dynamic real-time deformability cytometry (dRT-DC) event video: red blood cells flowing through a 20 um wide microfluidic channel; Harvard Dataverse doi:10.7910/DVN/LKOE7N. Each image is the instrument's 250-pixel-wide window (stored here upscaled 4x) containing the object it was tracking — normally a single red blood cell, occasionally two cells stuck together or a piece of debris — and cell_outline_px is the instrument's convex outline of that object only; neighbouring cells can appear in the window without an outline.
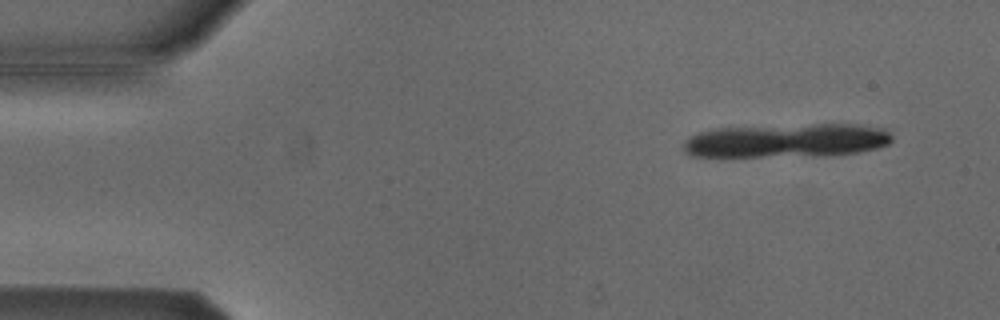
{"species": "Egyptian fruit bat (a non-hibernating species)", "species_latin": "Rousettus aegyptiacus", "temperature_condition": "cold", "stored_images_in_passage": 12, "camera_frame_rate_fps": 3000, "um_per_image_px": 0.085, "animal": {"sex": "male"}, "frame": {"image": 1, "passage_image": 4, "time_ms": 1.0, "image_size_px": [1000, 320], "cell_outline_px": [[892, 140], [888, 144], [876, 148], [860, 152], [824, 156], [692, 156], [684, 152], [684, 140], [688, 136], [700, 132], [716, 128], [816, 124], [856, 124], [884, 128], [892, 136]], "centroid_in_image_um": [66.89, 11.95], "position_along_channel_um": 18.1, "area_um2": 41.21}}